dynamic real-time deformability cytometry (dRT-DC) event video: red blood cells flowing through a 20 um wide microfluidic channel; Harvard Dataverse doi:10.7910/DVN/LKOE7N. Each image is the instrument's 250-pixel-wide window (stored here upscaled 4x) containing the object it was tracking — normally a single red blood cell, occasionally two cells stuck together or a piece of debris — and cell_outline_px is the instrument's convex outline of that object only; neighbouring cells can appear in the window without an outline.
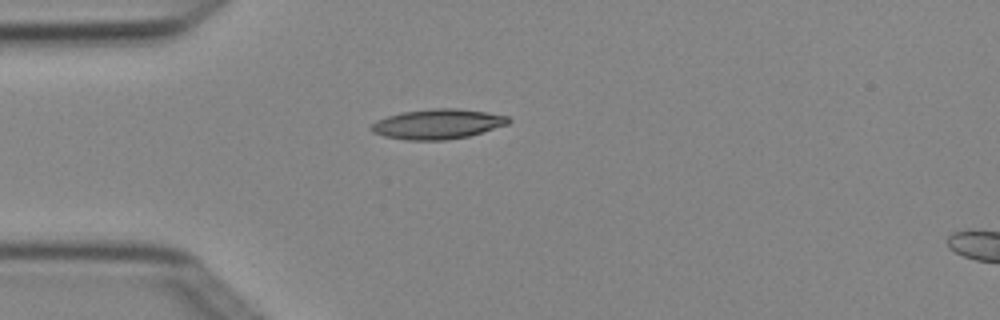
{"species": "Egyptian fruit bat (a non-hibernating species)", "species_latin": "Rousettus aegyptiacus", "temperature_condition": "cold", "stored_images_in_passage": 2, "camera_frame_rate_fps": 3000, "um_per_image_px": 0.085, "animal": {"sex": "female"}, "frame": {"image": 1, "passage_image": 1, "time_ms": 0.0, "image_size_px": [1000, 320], "cell_outline_px": [[512, 120], [508, 124], [468, 136], [444, 140], [408, 140], [384, 136], [372, 132], [368, 128], [376, 120], [400, 112], [432, 108], [456, 108], [484, 112], [508, 116]], "centroid_in_image_um": [37.16, 10.54], "position_along_channel_um": 47.8, "area_um2": 23.87}}